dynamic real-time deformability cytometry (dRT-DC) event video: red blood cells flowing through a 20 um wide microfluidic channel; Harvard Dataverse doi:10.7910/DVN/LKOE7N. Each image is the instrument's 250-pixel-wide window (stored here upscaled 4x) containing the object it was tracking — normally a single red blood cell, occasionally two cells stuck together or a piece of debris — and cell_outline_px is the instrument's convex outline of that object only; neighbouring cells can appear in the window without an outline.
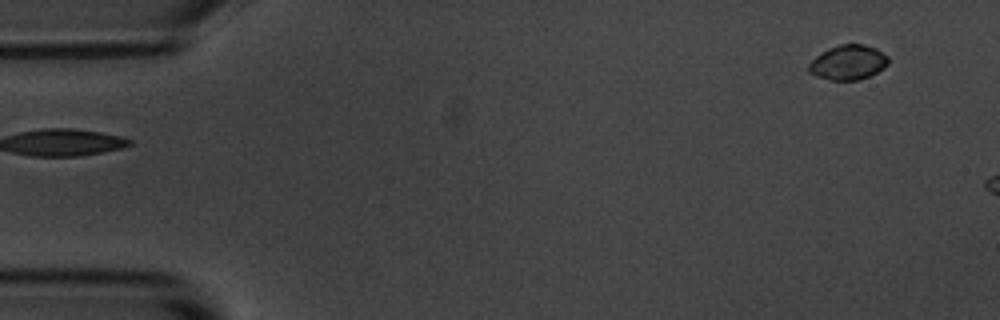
{"species": "common noctule bat (a hibernating species)", "species_latin": "Nyctalus noctula", "temperature_condition": "room temperature", "stored_images_in_passage": 2, "camera_frame_rate_fps": 3000, "um_per_image_px": 0.085, "animal": {"sex": "male", "body_mass_g": 20.1, "forearm_length_mm": 53.5}, "frame": {"image": 1, "passage_image": 2, "time_ms": 1.0, "image_size_px": [1000, 320], "cell_outline_px": [[888, 64], [884, 68], [868, 76], [856, 80], [832, 80], [816, 76], [808, 72], [808, 64], [820, 52], [828, 48], [840, 44], [864, 44], [876, 48], [888, 56]], "centroid_in_image_um": [72.07, 5.29], "position_along_channel_um": 12.9, "area_um2": 16.13}}